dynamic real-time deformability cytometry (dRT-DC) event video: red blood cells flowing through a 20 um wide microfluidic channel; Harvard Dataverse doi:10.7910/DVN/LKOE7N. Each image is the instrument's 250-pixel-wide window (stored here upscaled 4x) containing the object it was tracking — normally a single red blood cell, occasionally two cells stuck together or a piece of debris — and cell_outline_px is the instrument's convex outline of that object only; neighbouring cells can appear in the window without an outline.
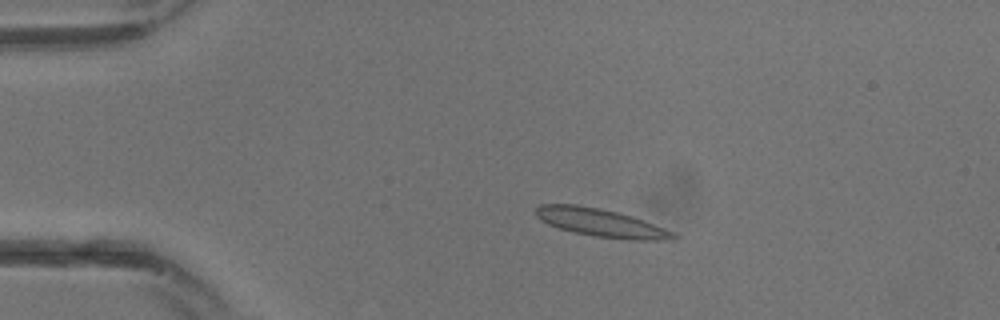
{"species": "common noctule bat (a hibernating species)", "species_latin": "Nyctalus noctula", "temperature_condition": "warm", "stored_images_in_passage": 12, "camera_frame_rate_fps": 3000, "um_per_image_px": 0.085, "animal": {"sex": "male", "body_mass_g": 13.3}, "frame": {"image": 1, "passage_image": 7, "time_ms": 2.0, "image_size_px": [1000, 320], "cell_outline_px": [[680, 236], [676, 240], [628, 240], [596, 236], [576, 232], [560, 228], [548, 224], [540, 220], [536, 216], [536, 208], [540, 204], [576, 204], [616, 212], [632, 216], [664, 228]], "centroid_in_image_um": [51.11, 18.94], "position_along_channel_um": 33.9, "area_um2": 22.25}}
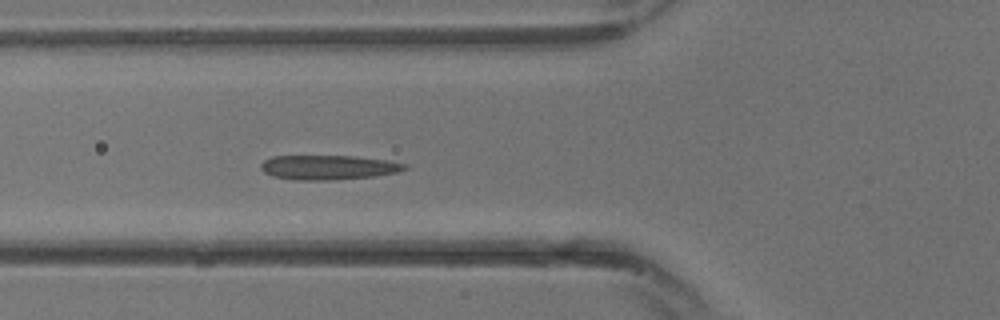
{"frame": {"image": 2, "passage_image": 12, "time_ms": 3.667, "image_size_px": [1000, 320], "cell_outline_px": [[408, 168], [396, 172], [376, 176], [332, 180], [296, 180], [272, 176], [264, 172], [260, 168], [260, 164], [264, 160], [272, 156], [356, 156], [388, 160], [408, 164]], "centroid_in_image_um": [27.91, 14.22], "position_along_channel_um": 97.9, "area_um2": 20.69}}